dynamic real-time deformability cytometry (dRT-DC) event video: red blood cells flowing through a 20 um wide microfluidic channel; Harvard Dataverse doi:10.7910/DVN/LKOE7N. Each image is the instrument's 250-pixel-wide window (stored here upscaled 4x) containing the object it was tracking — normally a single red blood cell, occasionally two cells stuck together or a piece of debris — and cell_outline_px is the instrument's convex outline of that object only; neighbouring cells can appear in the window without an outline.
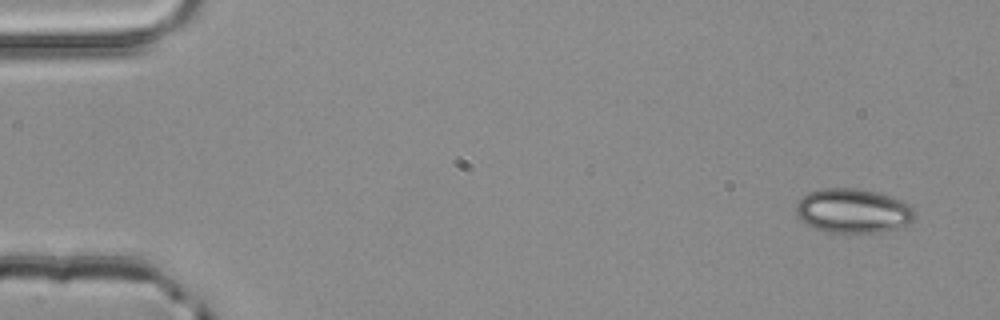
{"species": "common noctule bat (a hibernating species)", "species_latin": "Nyctalus noctula", "temperature_condition": "room temperature", "stored_images_in_passage": 3, "camera_frame_rate_fps": 3000, "um_per_image_px": 0.085, "animal": {"sex": "male", "body_mass_g": 20.4}, "frame": {"image": 1, "passage_image": 1, "time_ms": 0.0, "image_size_px": [1000, 320], "cell_outline_px": [[916, 216], [908, 224], [896, 228], [880, 232], [824, 232], [812, 228], [796, 212], [796, 200], [808, 192], [820, 188], [856, 188], [876, 192], [900, 200], [908, 204], [916, 212]], "centroid_in_image_um": [72.48, 17.91], "position_along_channel_um": 12.5, "area_um2": 30.63}}